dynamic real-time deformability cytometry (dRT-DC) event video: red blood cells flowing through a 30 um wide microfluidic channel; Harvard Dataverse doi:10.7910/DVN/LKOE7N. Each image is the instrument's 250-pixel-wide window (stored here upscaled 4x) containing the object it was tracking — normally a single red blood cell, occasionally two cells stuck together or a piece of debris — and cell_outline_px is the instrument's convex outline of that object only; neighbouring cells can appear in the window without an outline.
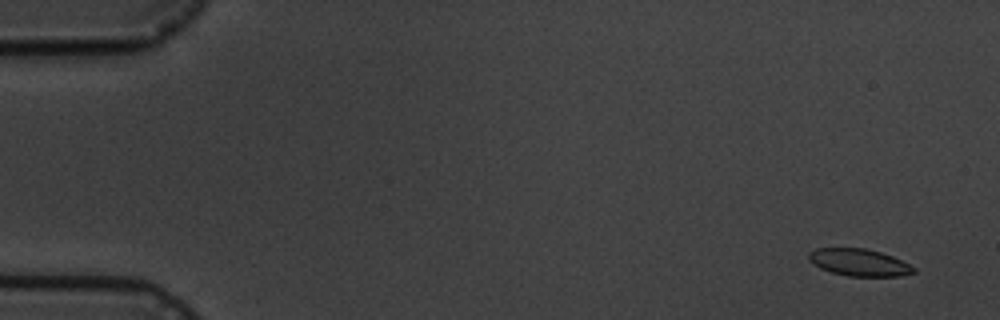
{"species": "common noctule bat (a hibernating species)", "species_latin": "Nyctalus noctula", "temperature_condition": "cold", "stored_images_in_passage": 6, "camera_frame_rate_fps": 3000, "um_per_image_px": 0.085, "animal": {"sex": "male", "body_mass_g": 19.5, "forearm_length_mm": 54.6}, "frame": {"image": 1, "passage_image": 2, "time_ms": 1.0, "image_size_px": [1000, 320], "cell_outline_px": [[916, 272], [900, 276], [848, 276], [832, 272], [820, 268], [812, 264], [808, 260], [808, 252], [816, 248], [864, 248], [880, 252], [892, 256], [916, 268]], "centroid_in_image_um": [72.99, 22.3], "position_along_channel_um": 12.0, "area_um2": 16.59}}
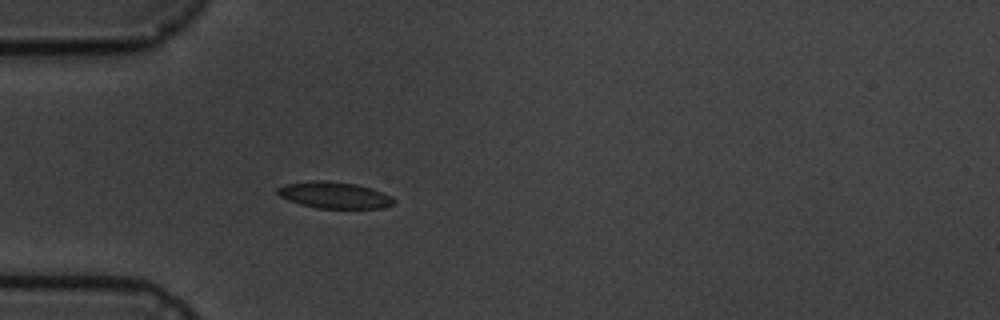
{"frame": {"image": 2, "passage_image": 6, "time_ms": 5.667, "image_size_px": [1000, 320], "cell_outline_px": [[396, 204], [380, 208], [316, 208], [300, 204], [288, 200], [280, 196], [276, 192], [276, 188], [284, 184], [312, 180], [324, 180], [356, 184], [372, 188], [392, 196], [396, 200]], "centroid_in_image_um": [28.42, 16.58], "position_along_channel_um": 56.6, "area_um2": 18.15}}